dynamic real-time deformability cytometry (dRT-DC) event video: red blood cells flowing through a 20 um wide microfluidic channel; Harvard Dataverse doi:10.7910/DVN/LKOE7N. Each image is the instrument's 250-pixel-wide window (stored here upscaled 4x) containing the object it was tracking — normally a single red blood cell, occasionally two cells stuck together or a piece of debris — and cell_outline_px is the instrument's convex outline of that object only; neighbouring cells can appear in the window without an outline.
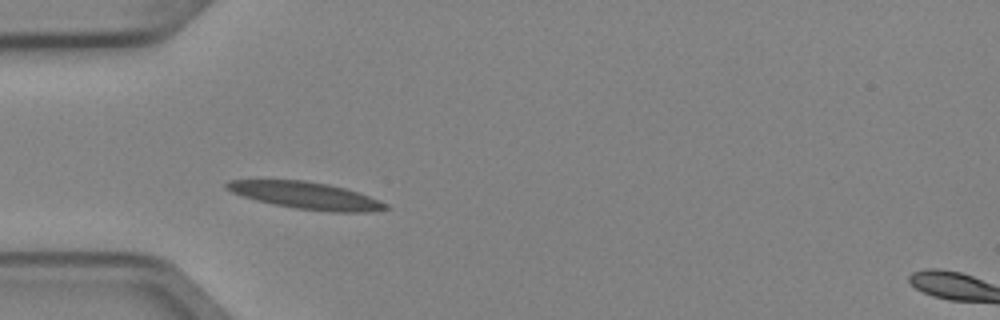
{"species": "Egyptian fruit bat (a non-hibernating species)", "species_latin": "Rousettus aegyptiacus", "temperature_condition": "cold", "stored_images_in_passage": 2, "segment_of_instrument_passage": [1, 2], "camera_frame_rate_fps": 3000, "um_per_image_px": 0.085, "animal": {"sex": "female"}, "frame": {"image": 1, "passage_image": 1, "time_ms": 0.0, "image_size_px": [1000, 320], "cell_outline_px": [[392, 208], [372, 212], [328, 212], [296, 208], [272, 204], [256, 200], [232, 192], [224, 188], [224, 184], [228, 180], [304, 180], [328, 184], [344, 188], [368, 196], [388, 204]], "centroid_in_image_um": [26.01, 16.62], "position_along_channel_um": 59.0, "area_um2": 25.03}}